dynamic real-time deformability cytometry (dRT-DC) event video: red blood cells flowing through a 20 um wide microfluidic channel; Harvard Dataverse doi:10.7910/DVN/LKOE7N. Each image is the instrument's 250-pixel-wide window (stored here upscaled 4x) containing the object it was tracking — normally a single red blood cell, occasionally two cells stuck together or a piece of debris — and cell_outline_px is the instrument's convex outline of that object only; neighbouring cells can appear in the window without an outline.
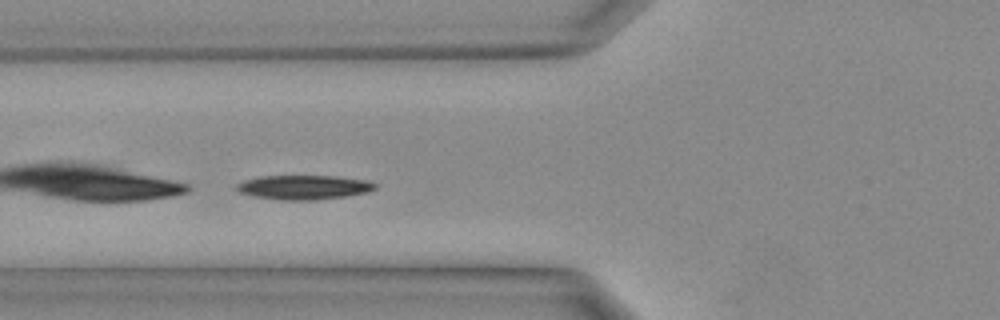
{"species": "Egyptian fruit bat (a non-hibernating species)", "species_latin": "Rousettus aegyptiacus", "temperature_condition": "warm", "stored_images_in_passage": 9, "camera_frame_rate_fps": 3000, "um_per_image_px": 0.085, "animal": {"sex": "female"}, "frame": {"image": 1, "passage_image": 9, "time_ms": 2.667, "image_size_px": [1000, 320], "cell_outline_px": [[376, 188], [368, 192], [344, 196], [312, 200], [280, 200], [252, 196], [240, 192], [236, 188], [236, 184], [244, 180], [260, 176], [336, 176], [368, 180], [376, 184]], "centroid_in_image_um": [25.81, 15.91], "position_along_channel_um": 100.0, "area_um2": 19.59}}